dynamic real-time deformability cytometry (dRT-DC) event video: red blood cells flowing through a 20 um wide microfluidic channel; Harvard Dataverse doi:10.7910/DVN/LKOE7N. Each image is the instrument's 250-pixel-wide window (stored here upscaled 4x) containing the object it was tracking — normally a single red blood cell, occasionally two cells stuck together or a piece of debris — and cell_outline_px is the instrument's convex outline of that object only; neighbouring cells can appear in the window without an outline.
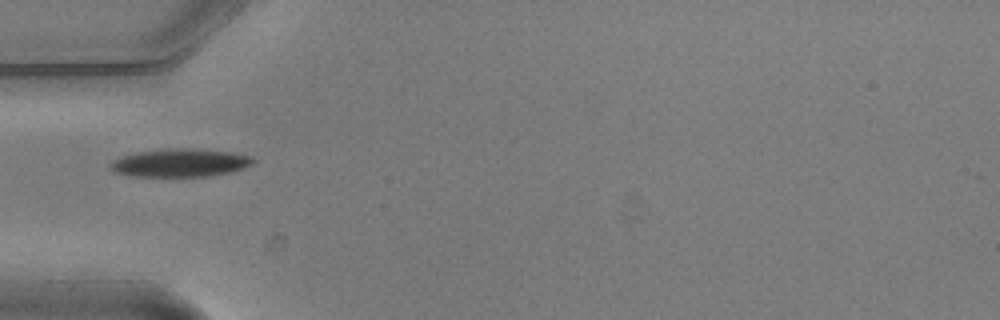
{"species": "common noctule bat (a hibernating species)", "species_latin": "Nyctalus noctula", "temperature_condition": "warm", "stored_images_in_passage": 1, "camera_frame_rate_fps": 3000, "um_per_image_px": 0.085, "animal": {"sex": "male", "body_mass_g": 20.5, "forearm_length_mm": 52.5}, "frame": {"image": 1, "passage_image": 1, "time_ms": 0.0, "image_size_px": [1000, 320], "cell_outline_px": [[256, 160], [252, 164], [244, 168], [228, 172], [208, 176], [132, 176], [112, 172], [108, 168], [108, 164], [112, 160], [136, 152], [164, 148], [192, 148], [232, 152], [252, 156]], "centroid_in_image_um": [15.28, 13.83], "position_along_channel_um": 69.7, "area_um2": 23.58}}